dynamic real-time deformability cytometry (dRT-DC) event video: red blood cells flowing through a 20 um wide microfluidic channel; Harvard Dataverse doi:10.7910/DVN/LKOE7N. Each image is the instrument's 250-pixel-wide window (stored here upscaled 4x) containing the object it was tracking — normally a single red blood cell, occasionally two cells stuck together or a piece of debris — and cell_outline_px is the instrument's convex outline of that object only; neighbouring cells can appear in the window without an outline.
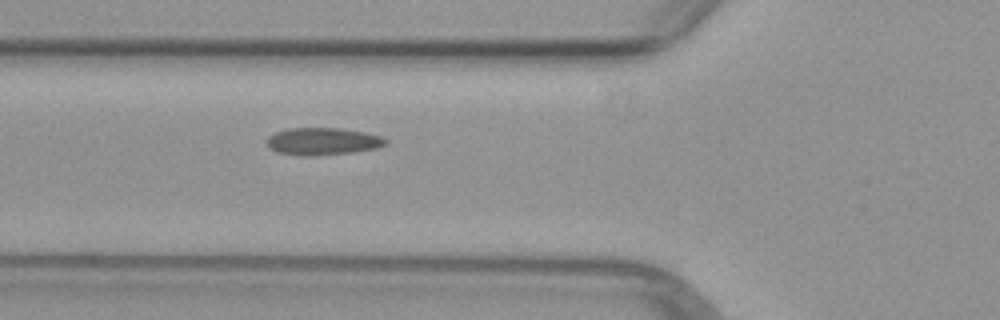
{"species": "common noctule bat (a hibernating species)", "species_latin": "Nyctalus noctula", "temperature_condition": "warm", "stored_images_in_passage": 5, "camera_frame_rate_fps": 3000, "um_per_image_px": 0.085, "animal": {"sex": "female", "body_mass_g": 29.2, "forearm_length_mm": 56.3}, "frame": {"image": 1, "passage_image": 5, "time_ms": 4.667, "image_size_px": [1000, 320], "cell_outline_px": [[388, 144], [376, 148], [352, 152], [308, 156], [276, 152], [268, 148], [268, 136], [276, 132], [288, 128], [340, 128], [364, 132], [384, 136], [388, 140]], "centroid_in_image_um": [27.46, 12.01], "position_along_channel_um": 98.3, "area_um2": 18.9}}